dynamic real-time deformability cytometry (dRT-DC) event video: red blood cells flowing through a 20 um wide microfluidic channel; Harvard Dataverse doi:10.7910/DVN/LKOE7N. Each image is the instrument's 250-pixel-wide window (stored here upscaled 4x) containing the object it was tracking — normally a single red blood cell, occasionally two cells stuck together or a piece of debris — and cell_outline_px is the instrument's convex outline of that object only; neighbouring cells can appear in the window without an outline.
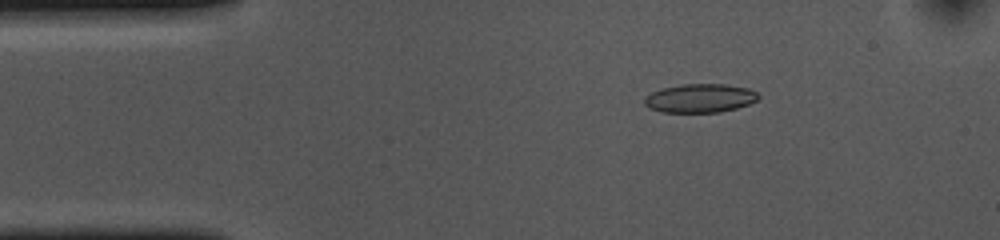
{"species": "common noctule bat (a hibernating species)", "species_latin": "Nyctalus noctula", "temperature_condition": "cold", "stored_images_in_passage": 53, "camera_frame_rate_fps": 3000, "um_per_image_px": 0.085, "animal": {"sex": "female", "body_mass_g": 10.0, "forearm_length_mm": 53.1}, "frame": {"image": 1, "passage_image": 8, "time_ms": 2.333, "image_size_px": [1000, 240], "cell_outline_px": [[760, 96], [756, 100], [748, 104], [736, 108], [720, 112], [664, 112], [648, 108], [644, 104], [644, 100], [652, 92], [664, 88], [684, 84], [724, 84], [748, 88], [756, 92]], "centroid_in_image_um": [59.51, 8.35], "position_along_channel_um": 25.5, "area_um2": 18.84}}
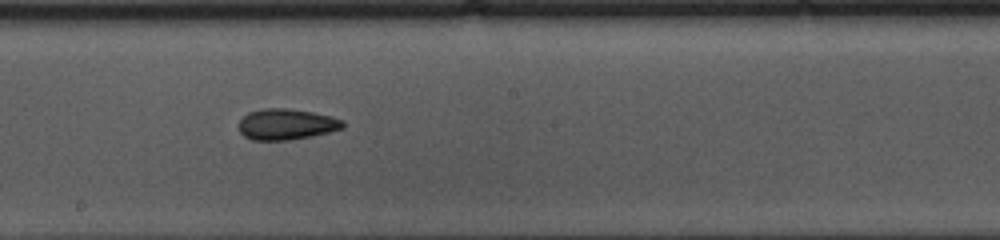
{"frame": {"image": 2, "passage_image": 28, "time_ms": 9.0, "image_size_px": [1000, 240], "cell_outline_px": [[344, 128], [312, 136], [288, 140], [252, 140], [244, 136], [240, 132], [240, 120], [248, 112], [264, 108], [288, 108], [312, 112], [332, 116], [344, 120]], "centroid_in_image_um": [24.36, 10.56], "position_along_channel_um": 223.8, "area_um2": 18.79}}
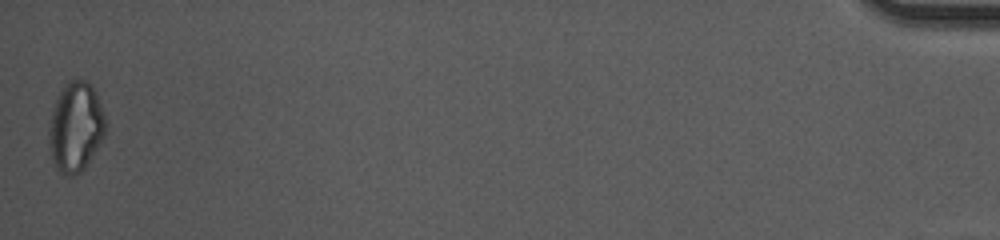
{"frame": {"image": 3, "passage_image": 53, "time_ms": 17.333, "image_size_px": [1000, 240], "cell_outline_px": [[104, 136], [84, 168], [80, 172], [72, 176], [64, 176], [56, 168], [52, 160], [48, 144], [48, 128], [52, 112], [56, 100], [64, 84], [68, 80], [88, 80], [96, 92], [104, 116]], "centroid_in_image_um": [6.39, 10.8], "position_along_channel_um": 428.8, "area_um2": 29.42}, "authors_computed_cell_mechanics": {"area_um2": 19.1318, "velocity_mm_per_s": 3.668, "shape_relaxation_time_tau1_ms": 8.3859, "shape_relaxation_time_tau2_ms": 4.3782, "deformation_change_tau1": 0.1716, "deformation_change_tau2": 0.1165}}